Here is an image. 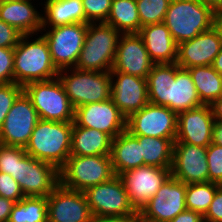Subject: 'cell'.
Masks as SVG:
<instances>
[{
  "mask_svg": "<svg viewBox=\"0 0 222 222\" xmlns=\"http://www.w3.org/2000/svg\"><path fill=\"white\" fill-rule=\"evenodd\" d=\"M217 14L205 0H171L163 23L179 44L209 30L216 24Z\"/></svg>",
  "mask_w": 222,
  "mask_h": 222,
  "instance_id": "6da1fadb",
  "label": "cell"
},
{
  "mask_svg": "<svg viewBox=\"0 0 222 222\" xmlns=\"http://www.w3.org/2000/svg\"><path fill=\"white\" fill-rule=\"evenodd\" d=\"M23 35L14 48V83L24 87L32 82L51 80L59 71L52 62L47 41L42 35ZM31 40V41H30Z\"/></svg>",
  "mask_w": 222,
  "mask_h": 222,
  "instance_id": "7a4b0ae2",
  "label": "cell"
},
{
  "mask_svg": "<svg viewBox=\"0 0 222 222\" xmlns=\"http://www.w3.org/2000/svg\"><path fill=\"white\" fill-rule=\"evenodd\" d=\"M73 124L39 119L24 148L26 153L59 170L70 156Z\"/></svg>",
  "mask_w": 222,
  "mask_h": 222,
  "instance_id": "3957f363",
  "label": "cell"
},
{
  "mask_svg": "<svg viewBox=\"0 0 222 222\" xmlns=\"http://www.w3.org/2000/svg\"><path fill=\"white\" fill-rule=\"evenodd\" d=\"M121 35L120 31L105 22L88 23L75 68L83 71H111Z\"/></svg>",
  "mask_w": 222,
  "mask_h": 222,
  "instance_id": "277c9868",
  "label": "cell"
},
{
  "mask_svg": "<svg viewBox=\"0 0 222 222\" xmlns=\"http://www.w3.org/2000/svg\"><path fill=\"white\" fill-rule=\"evenodd\" d=\"M57 77L74 109L111 98L110 71H83L70 68L59 71Z\"/></svg>",
  "mask_w": 222,
  "mask_h": 222,
  "instance_id": "5b68a950",
  "label": "cell"
},
{
  "mask_svg": "<svg viewBox=\"0 0 222 222\" xmlns=\"http://www.w3.org/2000/svg\"><path fill=\"white\" fill-rule=\"evenodd\" d=\"M114 176L110 156H69L59 169V184L70 190L84 192Z\"/></svg>",
  "mask_w": 222,
  "mask_h": 222,
  "instance_id": "8992f818",
  "label": "cell"
},
{
  "mask_svg": "<svg viewBox=\"0 0 222 222\" xmlns=\"http://www.w3.org/2000/svg\"><path fill=\"white\" fill-rule=\"evenodd\" d=\"M15 180L25 197L47 198L59 185V170L28 155L23 147L16 146Z\"/></svg>",
  "mask_w": 222,
  "mask_h": 222,
  "instance_id": "52a82bcc",
  "label": "cell"
},
{
  "mask_svg": "<svg viewBox=\"0 0 222 222\" xmlns=\"http://www.w3.org/2000/svg\"><path fill=\"white\" fill-rule=\"evenodd\" d=\"M36 109L39 119L56 122H73L75 109L72 106L58 77L32 82L23 87Z\"/></svg>",
  "mask_w": 222,
  "mask_h": 222,
  "instance_id": "ba28073f",
  "label": "cell"
},
{
  "mask_svg": "<svg viewBox=\"0 0 222 222\" xmlns=\"http://www.w3.org/2000/svg\"><path fill=\"white\" fill-rule=\"evenodd\" d=\"M87 27V23L42 27L40 34L48 43L52 62L58 71L75 68Z\"/></svg>",
  "mask_w": 222,
  "mask_h": 222,
  "instance_id": "9c48e42d",
  "label": "cell"
},
{
  "mask_svg": "<svg viewBox=\"0 0 222 222\" xmlns=\"http://www.w3.org/2000/svg\"><path fill=\"white\" fill-rule=\"evenodd\" d=\"M178 114L168 107L148 103L126 120V130L134 136L175 139Z\"/></svg>",
  "mask_w": 222,
  "mask_h": 222,
  "instance_id": "30bf717a",
  "label": "cell"
},
{
  "mask_svg": "<svg viewBox=\"0 0 222 222\" xmlns=\"http://www.w3.org/2000/svg\"><path fill=\"white\" fill-rule=\"evenodd\" d=\"M84 194L93 217L128 216L136 213L129 202L123 181L118 175L87 188Z\"/></svg>",
  "mask_w": 222,
  "mask_h": 222,
  "instance_id": "8fae6325",
  "label": "cell"
},
{
  "mask_svg": "<svg viewBox=\"0 0 222 222\" xmlns=\"http://www.w3.org/2000/svg\"><path fill=\"white\" fill-rule=\"evenodd\" d=\"M39 121L31 100L22 91L15 99L0 128V144L25 148Z\"/></svg>",
  "mask_w": 222,
  "mask_h": 222,
  "instance_id": "7c38bea8",
  "label": "cell"
},
{
  "mask_svg": "<svg viewBox=\"0 0 222 222\" xmlns=\"http://www.w3.org/2000/svg\"><path fill=\"white\" fill-rule=\"evenodd\" d=\"M170 176L171 168L147 165L127 170L119 175L129 202L136 212L143 209Z\"/></svg>",
  "mask_w": 222,
  "mask_h": 222,
  "instance_id": "4fadbf2b",
  "label": "cell"
},
{
  "mask_svg": "<svg viewBox=\"0 0 222 222\" xmlns=\"http://www.w3.org/2000/svg\"><path fill=\"white\" fill-rule=\"evenodd\" d=\"M186 184L172 175L139 212L142 222H170L186 210Z\"/></svg>",
  "mask_w": 222,
  "mask_h": 222,
  "instance_id": "5bb4252c",
  "label": "cell"
},
{
  "mask_svg": "<svg viewBox=\"0 0 222 222\" xmlns=\"http://www.w3.org/2000/svg\"><path fill=\"white\" fill-rule=\"evenodd\" d=\"M126 120L110 98L75 108L73 122L79 127L102 131L114 139L126 130Z\"/></svg>",
  "mask_w": 222,
  "mask_h": 222,
  "instance_id": "9a60e30c",
  "label": "cell"
},
{
  "mask_svg": "<svg viewBox=\"0 0 222 222\" xmlns=\"http://www.w3.org/2000/svg\"><path fill=\"white\" fill-rule=\"evenodd\" d=\"M222 49V33L217 24L193 39L178 44L176 64L183 69L212 65Z\"/></svg>",
  "mask_w": 222,
  "mask_h": 222,
  "instance_id": "2e32d148",
  "label": "cell"
},
{
  "mask_svg": "<svg viewBox=\"0 0 222 222\" xmlns=\"http://www.w3.org/2000/svg\"><path fill=\"white\" fill-rule=\"evenodd\" d=\"M48 222H92L93 215L82 191L60 184L47 197Z\"/></svg>",
  "mask_w": 222,
  "mask_h": 222,
  "instance_id": "e0dca14e",
  "label": "cell"
},
{
  "mask_svg": "<svg viewBox=\"0 0 222 222\" xmlns=\"http://www.w3.org/2000/svg\"><path fill=\"white\" fill-rule=\"evenodd\" d=\"M207 148L174 143L171 175L185 184L208 182Z\"/></svg>",
  "mask_w": 222,
  "mask_h": 222,
  "instance_id": "ac0fdd59",
  "label": "cell"
},
{
  "mask_svg": "<svg viewBox=\"0 0 222 222\" xmlns=\"http://www.w3.org/2000/svg\"><path fill=\"white\" fill-rule=\"evenodd\" d=\"M214 116L211 105H201L178 113L174 143L208 147L212 143Z\"/></svg>",
  "mask_w": 222,
  "mask_h": 222,
  "instance_id": "d6986e66",
  "label": "cell"
},
{
  "mask_svg": "<svg viewBox=\"0 0 222 222\" xmlns=\"http://www.w3.org/2000/svg\"><path fill=\"white\" fill-rule=\"evenodd\" d=\"M154 64L138 33L122 34L118 41L115 60L110 72H122L147 78Z\"/></svg>",
  "mask_w": 222,
  "mask_h": 222,
  "instance_id": "ffe728a7",
  "label": "cell"
},
{
  "mask_svg": "<svg viewBox=\"0 0 222 222\" xmlns=\"http://www.w3.org/2000/svg\"><path fill=\"white\" fill-rule=\"evenodd\" d=\"M110 74L111 99L126 118L149 103L146 78L122 72Z\"/></svg>",
  "mask_w": 222,
  "mask_h": 222,
  "instance_id": "44dd1931",
  "label": "cell"
},
{
  "mask_svg": "<svg viewBox=\"0 0 222 222\" xmlns=\"http://www.w3.org/2000/svg\"><path fill=\"white\" fill-rule=\"evenodd\" d=\"M32 0H1L0 19L23 35H37L42 30V13Z\"/></svg>",
  "mask_w": 222,
  "mask_h": 222,
  "instance_id": "7402d4cb",
  "label": "cell"
},
{
  "mask_svg": "<svg viewBox=\"0 0 222 222\" xmlns=\"http://www.w3.org/2000/svg\"><path fill=\"white\" fill-rule=\"evenodd\" d=\"M138 35L155 64L176 63L178 44L164 23L143 26Z\"/></svg>",
  "mask_w": 222,
  "mask_h": 222,
  "instance_id": "603a6c76",
  "label": "cell"
},
{
  "mask_svg": "<svg viewBox=\"0 0 222 222\" xmlns=\"http://www.w3.org/2000/svg\"><path fill=\"white\" fill-rule=\"evenodd\" d=\"M203 105L196 87L187 69L180 68L176 63H170V90L168 108L180 113Z\"/></svg>",
  "mask_w": 222,
  "mask_h": 222,
  "instance_id": "cb8c5ba5",
  "label": "cell"
},
{
  "mask_svg": "<svg viewBox=\"0 0 222 222\" xmlns=\"http://www.w3.org/2000/svg\"><path fill=\"white\" fill-rule=\"evenodd\" d=\"M112 138L99 130L73 124L70 156H110Z\"/></svg>",
  "mask_w": 222,
  "mask_h": 222,
  "instance_id": "d4e9b609",
  "label": "cell"
},
{
  "mask_svg": "<svg viewBox=\"0 0 222 222\" xmlns=\"http://www.w3.org/2000/svg\"><path fill=\"white\" fill-rule=\"evenodd\" d=\"M110 158L115 175L143 166L138 139L125 130L112 139Z\"/></svg>",
  "mask_w": 222,
  "mask_h": 222,
  "instance_id": "484cf974",
  "label": "cell"
},
{
  "mask_svg": "<svg viewBox=\"0 0 222 222\" xmlns=\"http://www.w3.org/2000/svg\"><path fill=\"white\" fill-rule=\"evenodd\" d=\"M42 5V27L87 23L82 0H46Z\"/></svg>",
  "mask_w": 222,
  "mask_h": 222,
  "instance_id": "4316f807",
  "label": "cell"
},
{
  "mask_svg": "<svg viewBox=\"0 0 222 222\" xmlns=\"http://www.w3.org/2000/svg\"><path fill=\"white\" fill-rule=\"evenodd\" d=\"M141 146L143 166L171 168L175 139L135 136Z\"/></svg>",
  "mask_w": 222,
  "mask_h": 222,
  "instance_id": "83f0119b",
  "label": "cell"
},
{
  "mask_svg": "<svg viewBox=\"0 0 222 222\" xmlns=\"http://www.w3.org/2000/svg\"><path fill=\"white\" fill-rule=\"evenodd\" d=\"M187 70L203 105H211L222 96V76L212 65L194 66Z\"/></svg>",
  "mask_w": 222,
  "mask_h": 222,
  "instance_id": "f1b7e54d",
  "label": "cell"
},
{
  "mask_svg": "<svg viewBox=\"0 0 222 222\" xmlns=\"http://www.w3.org/2000/svg\"><path fill=\"white\" fill-rule=\"evenodd\" d=\"M105 23L122 34L138 33L141 22L136 0H112L111 10Z\"/></svg>",
  "mask_w": 222,
  "mask_h": 222,
  "instance_id": "f546056e",
  "label": "cell"
},
{
  "mask_svg": "<svg viewBox=\"0 0 222 222\" xmlns=\"http://www.w3.org/2000/svg\"><path fill=\"white\" fill-rule=\"evenodd\" d=\"M149 102L168 107L170 63L154 64L147 78Z\"/></svg>",
  "mask_w": 222,
  "mask_h": 222,
  "instance_id": "4dcf8cb0",
  "label": "cell"
},
{
  "mask_svg": "<svg viewBox=\"0 0 222 222\" xmlns=\"http://www.w3.org/2000/svg\"><path fill=\"white\" fill-rule=\"evenodd\" d=\"M47 198L24 197L12 207L8 222H47Z\"/></svg>",
  "mask_w": 222,
  "mask_h": 222,
  "instance_id": "1f68e13d",
  "label": "cell"
},
{
  "mask_svg": "<svg viewBox=\"0 0 222 222\" xmlns=\"http://www.w3.org/2000/svg\"><path fill=\"white\" fill-rule=\"evenodd\" d=\"M219 186L220 184L210 181L186 184V208L204 216Z\"/></svg>",
  "mask_w": 222,
  "mask_h": 222,
  "instance_id": "d6a6232c",
  "label": "cell"
},
{
  "mask_svg": "<svg viewBox=\"0 0 222 222\" xmlns=\"http://www.w3.org/2000/svg\"><path fill=\"white\" fill-rule=\"evenodd\" d=\"M171 0H136L141 27L163 23Z\"/></svg>",
  "mask_w": 222,
  "mask_h": 222,
  "instance_id": "836d02e7",
  "label": "cell"
},
{
  "mask_svg": "<svg viewBox=\"0 0 222 222\" xmlns=\"http://www.w3.org/2000/svg\"><path fill=\"white\" fill-rule=\"evenodd\" d=\"M85 18L88 23L106 22L112 0H82Z\"/></svg>",
  "mask_w": 222,
  "mask_h": 222,
  "instance_id": "e575fe53",
  "label": "cell"
},
{
  "mask_svg": "<svg viewBox=\"0 0 222 222\" xmlns=\"http://www.w3.org/2000/svg\"><path fill=\"white\" fill-rule=\"evenodd\" d=\"M208 181L222 185V146L211 143L207 147Z\"/></svg>",
  "mask_w": 222,
  "mask_h": 222,
  "instance_id": "d590c367",
  "label": "cell"
},
{
  "mask_svg": "<svg viewBox=\"0 0 222 222\" xmlns=\"http://www.w3.org/2000/svg\"><path fill=\"white\" fill-rule=\"evenodd\" d=\"M23 91V87L14 82L0 84V128L10 111L15 99Z\"/></svg>",
  "mask_w": 222,
  "mask_h": 222,
  "instance_id": "8d00e7d4",
  "label": "cell"
},
{
  "mask_svg": "<svg viewBox=\"0 0 222 222\" xmlns=\"http://www.w3.org/2000/svg\"><path fill=\"white\" fill-rule=\"evenodd\" d=\"M14 82V48L0 47V84Z\"/></svg>",
  "mask_w": 222,
  "mask_h": 222,
  "instance_id": "74e56055",
  "label": "cell"
},
{
  "mask_svg": "<svg viewBox=\"0 0 222 222\" xmlns=\"http://www.w3.org/2000/svg\"><path fill=\"white\" fill-rule=\"evenodd\" d=\"M0 197L12 200L15 203L25 197L19 183L9 174L2 172H0Z\"/></svg>",
  "mask_w": 222,
  "mask_h": 222,
  "instance_id": "f35d334b",
  "label": "cell"
},
{
  "mask_svg": "<svg viewBox=\"0 0 222 222\" xmlns=\"http://www.w3.org/2000/svg\"><path fill=\"white\" fill-rule=\"evenodd\" d=\"M16 146L0 144V172L9 174L15 180Z\"/></svg>",
  "mask_w": 222,
  "mask_h": 222,
  "instance_id": "ab89813d",
  "label": "cell"
},
{
  "mask_svg": "<svg viewBox=\"0 0 222 222\" xmlns=\"http://www.w3.org/2000/svg\"><path fill=\"white\" fill-rule=\"evenodd\" d=\"M23 34L0 19V47L15 48Z\"/></svg>",
  "mask_w": 222,
  "mask_h": 222,
  "instance_id": "60d3db41",
  "label": "cell"
},
{
  "mask_svg": "<svg viewBox=\"0 0 222 222\" xmlns=\"http://www.w3.org/2000/svg\"><path fill=\"white\" fill-rule=\"evenodd\" d=\"M203 219L204 222H222V185L216 189L214 198Z\"/></svg>",
  "mask_w": 222,
  "mask_h": 222,
  "instance_id": "b9f144b4",
  "label": "cell"
},
{
  "mask_svg": "<svg viewBox=\"0 0 222 222\" xmlns=\"http://www.w3.org/2000/svg\"><path fill=\"white\" fill-rule=\"evenodd\" d=\"M92 222H142L139 212L128 216L93 217Z\"/></svg>",
  "mask_w": 222,
  "mask_h": 222,
  "instance_id": "7bdbcfd3",
  "label": "cell"
},
{
  "mask_svg": "<svg viewBox=\"0 0 222 222\" xmlns=\"http://www.w3.org/2000/svg\"><path fill=\"white\" fill-rule=\"evenodd\" d=\"M170 222H204L203 216L192 210H184Z\"/></svg>",
  "mask_w": 222,
  "mask_h": 222,
  "instance_id": "ee69618b",
  "label": "cell"
},
{
  "mask_svg": "<svg viewBox=\"0 0 222 222\" xmlns=\"http://www.w3.org/2000/svg\"><path fill=\"white\" fill-rule=\"evenodd\" d=\"M14 204V201L0 197V222H8Z\"/></svg>",
  "mask_w": 222,
  "mask_h": 222,
  "instance_id": "f6af8a7d",
  "label": "cell"
},
{
  "mask_svg": "<svg viewBox=\"0 0 222 222\" xmlns=\"http://www.w3.org/2000/svg\"><path fill=\"white\" fill-rule=\"evenodd\" d=\"M212 143L222 146V119H214Z\"/></svg>",
  "mask_w": 222,
  "mask_h": 222,
  "instance_id": "bcb514c9",
  "label": "cell"
},
{
  "mask_svg": "<svg viewBox=\"0 0 222 222\" xmlns=\"http://www.w3.org/2000/svg\"><path fill=\"white\" fill-rule=\"evenodd\" d=\"M213 116L215 119H222V96L211 104Z\"/></svg>",
  "mask_w": 222,
  "mask_h": 222,
  "instance_id": "7dc6e473",
  "label": "cell"
},
{
  "mask_svg": "<svg viewBox=\"0 0 222 222\" xmlns=\"http://www.w3.org/2000/svg\"><path fill=\"white\" fill-rule=\"evenodd\" d=\"M212 67L222 76V49L219 54L214 58Z\"/></svg>",
  "mask_w": 222,
  "mask_h": 222,
  "instance_id": "c3c4849f",
  "label": "cell"
},
{
  "mask_svg": "<svg viewBox=\"0 0 222 222\" xmlns=\"http://www.w3.org/2000/svg\"><path fill=\"white\" fill-rule=\"evenodd\" d=\"M205 1L212 4L218 11L222 10V0H205Z\"/></svg>",
  "mask_w": 222,
  "mask_h": 222,
  "instance_id": "681fc988",
  "label": "cell"
},
{
  "mask_svg": "<svg viewBox=\"0 0 222 222\" xmlns=\"http://www.w3.org/2000/svg\"><path fill=\"white\" fill-rule=\"evenodd\" d=\"M216 24L219 26L221 33H222V10L218 11L217 18H216Z\"/></svg>",
  "mask_w": 222,
  "mask_h": 222,
  "instance_id": "f907efd6",
  "label": "cell"
}]
</instances>
